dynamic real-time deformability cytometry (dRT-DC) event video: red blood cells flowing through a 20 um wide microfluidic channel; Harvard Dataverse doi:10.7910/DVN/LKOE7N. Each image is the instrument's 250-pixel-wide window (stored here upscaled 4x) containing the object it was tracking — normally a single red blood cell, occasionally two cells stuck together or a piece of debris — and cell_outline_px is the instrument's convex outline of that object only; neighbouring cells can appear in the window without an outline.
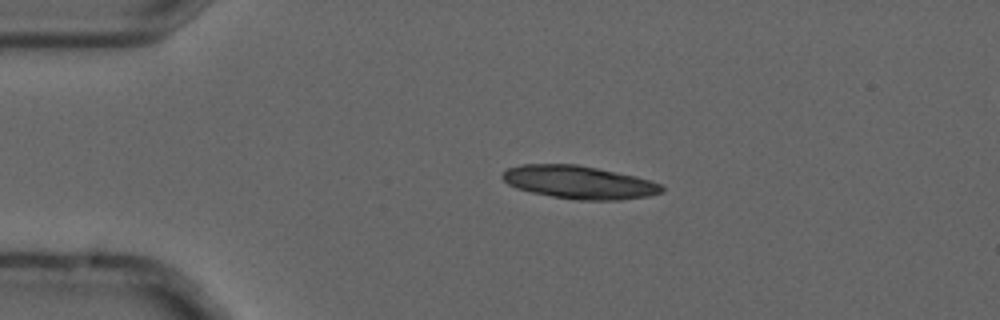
{"species": "common noctule bat (a hibernating species)", "species_latin": "Nyctalus noctula", "temperature_condition": "cold", "stored_images_in_passage": 4, "camera_frame_rate_fps": 3000, "um_per_image_px": 0.085, "animal": {"sex": "male", "forearm_length_mm": 52.5}, "frame": {"image": 1, "passage_image": 2, "time_ms": 0.333, "image_size_px": [1000, 320], "cell_outline_px": [[664, 192], [648, 196], [620, 200], [576, 200], [552, 196], [532, 192], [516, 188], [508, 184], [500, 176], [508, 168], [524, 164], [576, 164], [636, 176], [660, 184], [664, 188]], "centroid_in_image_um": [49.22, 15.5], "position_along_channel_um": 35.8, "area_um2": 30.52}}